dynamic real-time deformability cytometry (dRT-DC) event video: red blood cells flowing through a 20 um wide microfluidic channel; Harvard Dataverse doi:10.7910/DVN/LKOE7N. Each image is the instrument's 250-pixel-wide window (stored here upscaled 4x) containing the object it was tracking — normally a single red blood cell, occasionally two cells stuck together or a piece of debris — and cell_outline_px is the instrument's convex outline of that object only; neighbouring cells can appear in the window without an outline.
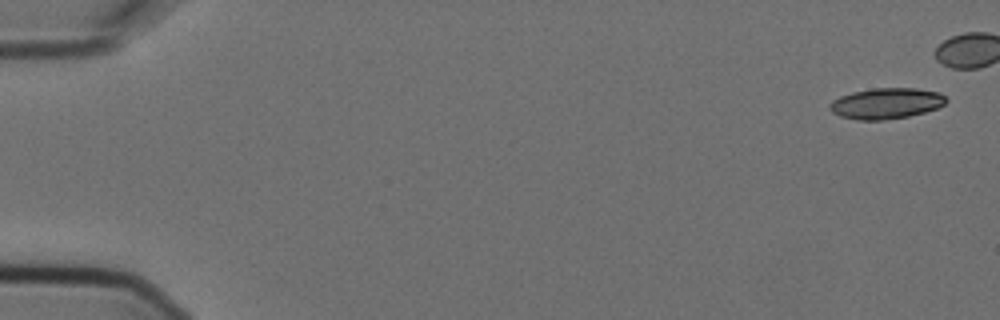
{"species": "Egyptian fruit bat (a non-hibernating species)", "species_latin": "Rousettus aegyptiacus", "temperature_condition": "cold", "stored_images_in_passage": 5, "camera_frame_rate_fps": 3000, "um_per_image_px": 0.085, "animal": {"sex": "female"}, "frame": {"image": 1, "passage_image": 1, "time_ms": 0.0, "image_size_px": [1000, 320], "cell_outline_px": [[948, 100], [944, 104], [936, 108], [924, 112], [908, 116], [884, 120], [856, 120], [840, 116], [832, 112], [828, 108], [828, 104], [832, 100], [840, 96], [852, 92], [872, 88], [916, 88], [940, 92]], "centroid_in_image_um": [75.3, 8.78], "position_along_channel_um": 9.7, "area_um2": 21.04}}